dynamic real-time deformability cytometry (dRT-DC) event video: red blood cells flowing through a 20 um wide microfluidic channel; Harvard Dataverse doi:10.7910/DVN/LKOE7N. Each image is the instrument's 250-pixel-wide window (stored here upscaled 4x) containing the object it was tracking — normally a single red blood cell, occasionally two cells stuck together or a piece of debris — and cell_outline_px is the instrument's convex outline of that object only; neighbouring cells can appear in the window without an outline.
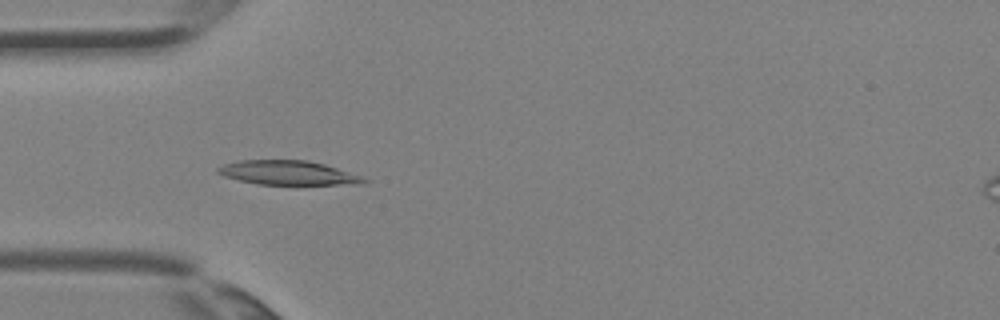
{"species": "Egyptian fruit bat (a non-hibernating species)", "species_latin": "Rousettus aegyptiacus", "temperature_condition": "room temperature", "stored_images_in_passage": 4, "camera_frame_rate_fps": 3000, "um_per_image_px": 0.085, "animal": {"sex": "female"}, "frame": {"image": 1, "passage_image": 4, "time_ms": 1.0, "image_size_px": [1000, 320], "cell_outline_px": [[372, 180], [364, 184], [256, 184], [224, 176], [216, 172], [216, 168], [224, 164], [240, 160], [308, 160], [324, 164], [364, 176]], "centroid_in_image_um": [24.54, 14.68], "position_along_channel_um": 60.5, "area_um2": 20.69}}